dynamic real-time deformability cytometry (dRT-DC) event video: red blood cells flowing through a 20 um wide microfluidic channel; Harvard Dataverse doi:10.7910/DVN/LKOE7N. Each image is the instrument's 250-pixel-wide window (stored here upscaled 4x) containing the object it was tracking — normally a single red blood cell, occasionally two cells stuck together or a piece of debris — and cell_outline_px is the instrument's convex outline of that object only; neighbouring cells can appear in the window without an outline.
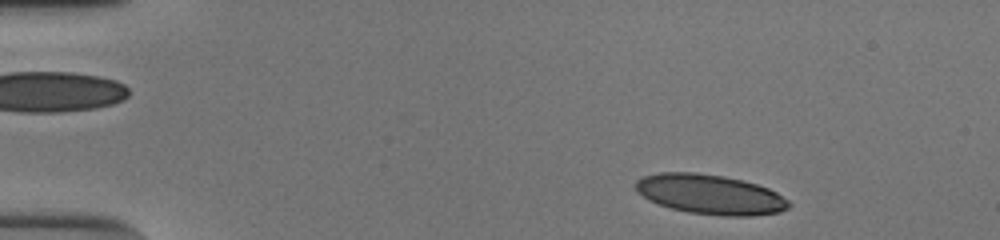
{"species": "human", "species_latin": "Homo sapiens", "temperature_condition": "cold", "stored_images_in_passage": 48, "camera_frame_rate_fps": 3000, "um_per_image_px": 0.085, "donor": {"sex": "male"}, "frame": {"image": 1, "passage_image": 3, "time_ms": 0.667, "image_size_px": [1000, 240], "cell_outline_px": [[792, 204], [788, 208], [780, 212], [752, 216], [724, 216], [688, 212], [672, 208], [648, 200], [636, 192], [636, 180], [644, 176], [660, 172], [696, 172], [724, 176], [756, 184], [768, 188], [776, 192], [788, 200]], "centroid_in_image_um": [60.36, 16.52], "position_along_channel_um": 24.6, "area_um2": 35.49}}
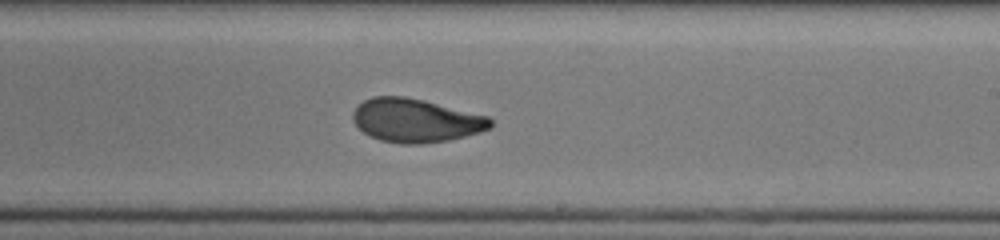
{"frame": {"image": 2, "passage_image": 28, "time_ms": 9.0, "image_size_px": [1000, 240], "cell_outline_px": [[492, 128], [480, 132], [448, 140], [420, 144], [400, 144], [380, 140], [364, 132], [352, 120], [352, 112], [364, 100], [372, 96], [404, 96], [424, 100], [488, 116], [492, 120]], "centroid_in_image_um": [35.34, 10.24], "position_along_channel_um": 253.7, "area_um2": 34.85}}
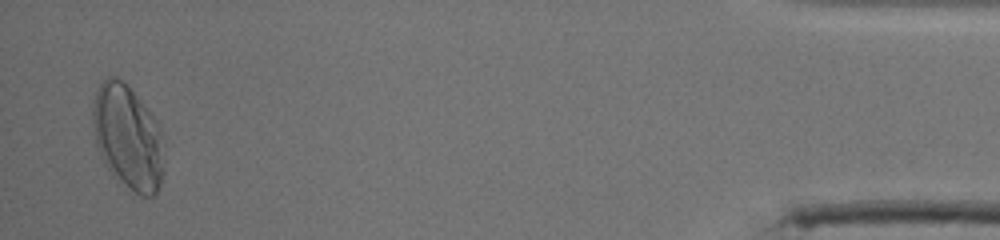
{"frame": {"image": 3, "passage_image": 47, "time_ms": 15.333, "image_size_px": [1000, 240], "cell_outline_px": [[164, 172], [160, 184], [156, 192], [152, 196], [140, 196], [116, 180], [112, 176], [104, 164], [100, 156], [96, 144], [92, 120], [92, 104], [96, 92], [100, 84], [108, 76], [116, 76], [140, 100], [152, 116], [160, 128], [164, 136]], "centroid_in_image_um": [10.87, 11.72], "position_along_channel_um": 424.3, "area_um2": 43.64}, "authors_computed_cell_mechanics": {"area_um2": 35.5181, "velocity_mm_per_s": 3.8811, "shape_relaxation_time_tau1_ms": 4.9679, "shape_relaxation_time_tau2_ms": 1.1223, "deformation_change_tau1": 0.1684, "deformation_change_tau2": 0.0672}}